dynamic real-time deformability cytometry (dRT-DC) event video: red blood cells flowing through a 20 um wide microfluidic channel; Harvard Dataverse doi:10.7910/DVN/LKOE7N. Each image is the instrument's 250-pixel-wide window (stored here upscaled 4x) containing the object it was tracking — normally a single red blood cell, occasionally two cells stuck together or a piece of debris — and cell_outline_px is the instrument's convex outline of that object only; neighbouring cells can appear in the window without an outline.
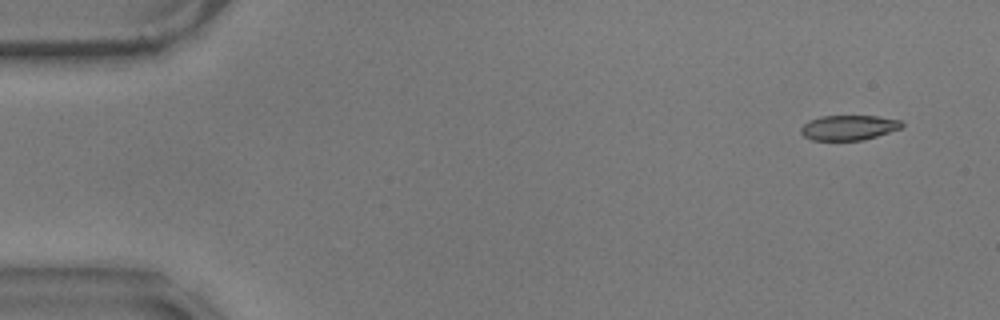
{"species": "common noctule bat (a hibernating species)", "species_latin": "Nyctalus noctula", "temperature_condition": "warm", "stored_images_in_passage": 47, "camera_frame_rate_fps": 3000, "um_per_image_px": 0.085, "animal": {"sex": "male", "body_mass_g": 17.9}, "frame": {"image": 1, "passage_image": 1, "time_ms": 0.0, "image_size_px": [1000, 320], "cell_outline_px": [[904, 124], [900, 128], [864, 140], [812, 140], [804, 136], [800, 132], [800, 128], [808, 120], [820, 116], [876, 116], [900, 120]], "centroid_in_image_um": [72.1, 10.84], "position_along_channel_um": 12.9, "area_um2": 14.62}}
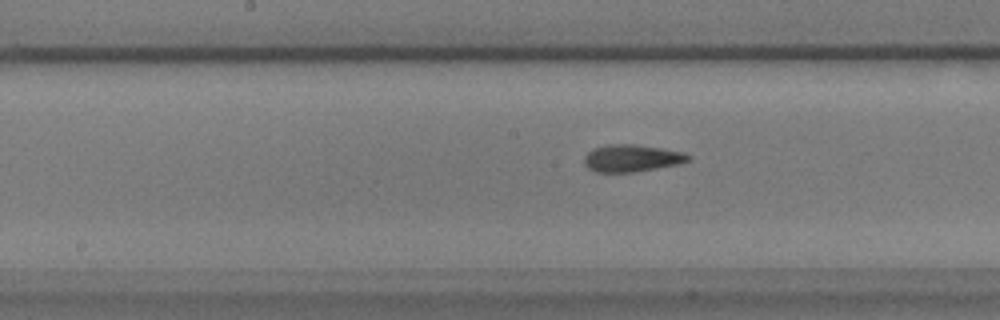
{"frame": {"image": 2, "passage_image": 26, "time_ms": 8.333, "image_size_px": [1000, 320], "cell_outline_px": [[692, 160], [680, 164], [632, 172], [596, 172], [588, 168], [584, 164], [584, 156], [592, 148], [612, 144], [632, 144], [660, 148], [684, 152], [692, 156]], "centroid_in_image_um": [53.72, 13.45], "position_along_channel_um": 194.5, "area_um2": 16.53}}
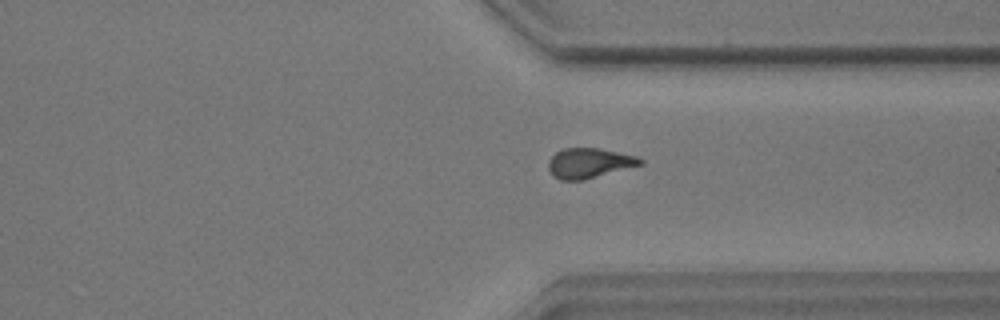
{"frame": {"image": 3, "passage_image": 40, "time_ms": 13.0, "image_size_px": [1000, 320], "cell_outline_px": [[644, 164], [584, 180], [560, 180], [552, 176], [548, 168], [548, 160], [556, 152], [564, 148], [600, 148], [636, 156], [644, 160]], "centroid_in_image_um": [50.08, 13.87], "position_along_channel_um": 361.3, "area_um2": 16.18}}